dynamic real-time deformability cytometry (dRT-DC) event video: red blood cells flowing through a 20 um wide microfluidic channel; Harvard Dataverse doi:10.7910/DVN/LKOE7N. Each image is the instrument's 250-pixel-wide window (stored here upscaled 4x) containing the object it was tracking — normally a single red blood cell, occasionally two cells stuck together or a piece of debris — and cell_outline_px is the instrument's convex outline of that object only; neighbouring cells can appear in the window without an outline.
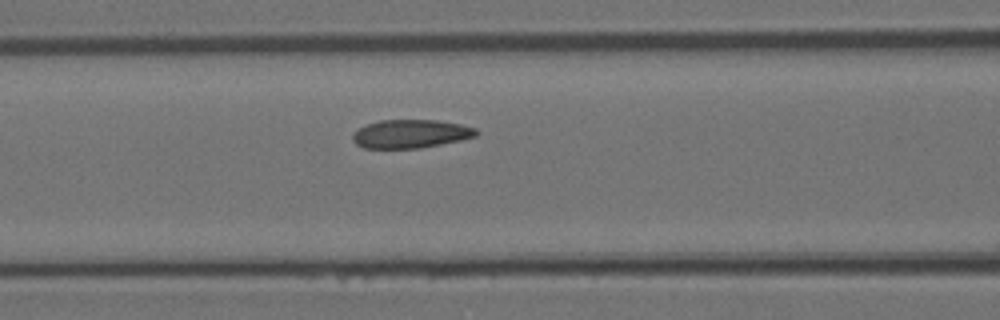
{"species": "Egyptian fruit bat (a non-hibernating species)", "species_latin": "Rousettus aegyptiacus", "temperature_condition": "room temperature", "stored_images_in_passage": 6, "camera_frame_rate_fps": 3000, "um_per_image_px": 0.085, "animal": {"sex": "female"}, "frame": {"image": 1, "passage_image": 6, "time_ms": 1.667, "image_size_px": [1000, 320], "cell_outline_px": [[480, 132], [476, 136], [460, 140], [420, 148], [364, 148], [356, 144], [352, 140], [352, 132], [368, 124], [380, 120], [436, 120], [460, 124], [476, 128]], "centroid_in_image_um": [34.9, 11.37], "position_along_channel_um": 131.7, "area_um2": 20.46}}